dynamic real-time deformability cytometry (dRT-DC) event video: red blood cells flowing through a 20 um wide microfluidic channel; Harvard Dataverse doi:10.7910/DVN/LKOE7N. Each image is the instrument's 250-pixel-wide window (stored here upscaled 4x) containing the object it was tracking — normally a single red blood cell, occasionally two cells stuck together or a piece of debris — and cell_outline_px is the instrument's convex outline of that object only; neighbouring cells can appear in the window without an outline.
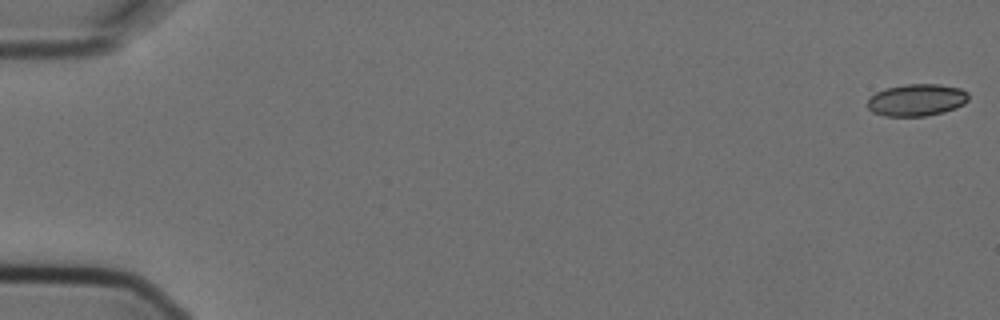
{"species": "Egyptian fruit bat (a non-hibernating species)", "species_latin": "Rousettus aegyptiacus", "temperature_condition": "cold", "stored_images_in_passage": 5, "camera_frame_rate_fps": 3000, "um_per_image_px": 0.085, "animal": {"sex": "female"}, "frame": {"image": 1, "passage_image": 1, "time_ms": 0.0, "image_size_px": [1000, 320], "cell_outline_px": [[968, 100], [964, 104], [956, 108], [944, 112], [924, 116], [884, 116], [872, 112], [868, 108], [868, 100], [876, 92], [884, 88], [904, 84], [940, 84], [960, 88], [968, 92]], "centroid_in_image_um": [77.92, 8.49], "position_along_channel_um": 7.1, "area_um2": 19.02}}
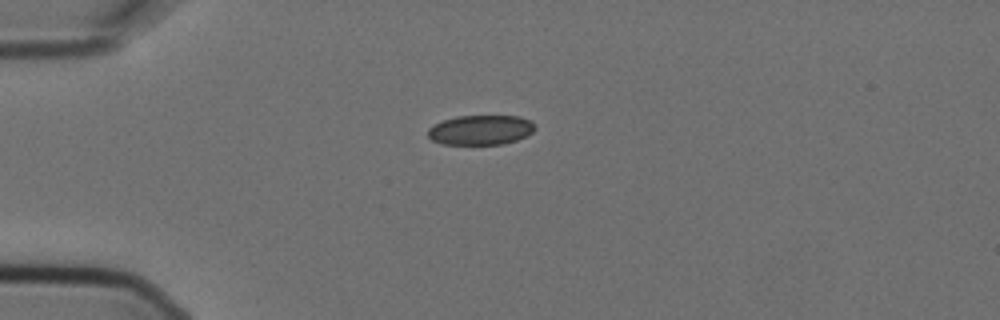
{"frame": {"image": 2, "passage_image": 5, "time_ms": 1.333, "image_size_px": [1000, 320], "cell_outline_px": [[536, 128], [528, 136], [504, 144], [440, 144], [432, 140], [428, 136], [428, 128], [444, 120], [456, 116], [520, 116], [536, 124]], "centroid_in_image_um": [40.88, 11.05], "position_along_channel_um": 44.1, "area_um2": 18.61}}